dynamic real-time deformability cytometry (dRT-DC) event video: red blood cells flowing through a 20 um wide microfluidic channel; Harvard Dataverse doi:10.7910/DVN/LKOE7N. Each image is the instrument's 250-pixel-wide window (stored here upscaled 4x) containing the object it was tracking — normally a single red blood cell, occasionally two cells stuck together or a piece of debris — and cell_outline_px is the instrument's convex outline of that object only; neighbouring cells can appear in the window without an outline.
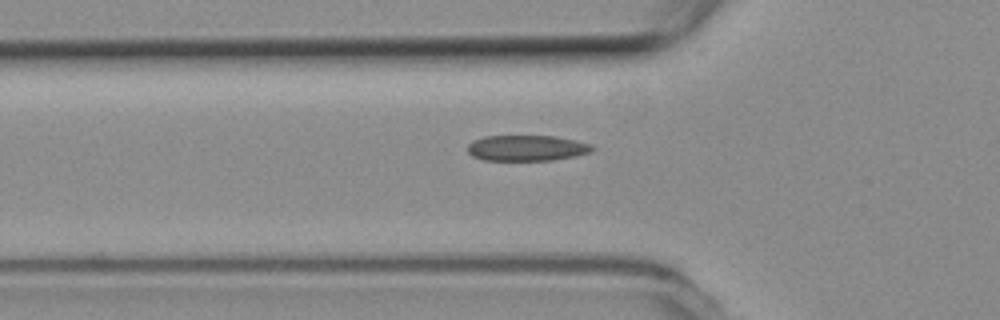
{"species": "common noctule bat (a hibernating species)", "species_latin": "Nyctalus noctula", "temperature_condition": "room temperature", "stored_images_in_passage": 40, "camera_frame_rate_fps": 3000, "um_per_image_px": 0.085, "animal": {"sex": "female", "body_mass_g": 19.3, "forearm_length_mm": 54.1}, "frame": {"image": 1, "passage_image": 6, "time_ms": 1.667, "image_size_px": [1000, 320], "cell_outline_px": [[596, 148], [588, 152], [576, 156], [552, 160], [484, 160], [472, 156], [468, 152], [468, 144], [472, 140], [484, 136], [556, 136], [576, 140], [592, 144]], "centroid_in_image_um": [44.78, 12.58], "position_along_channel_um": 81.0, "area_um2": 18.79}}
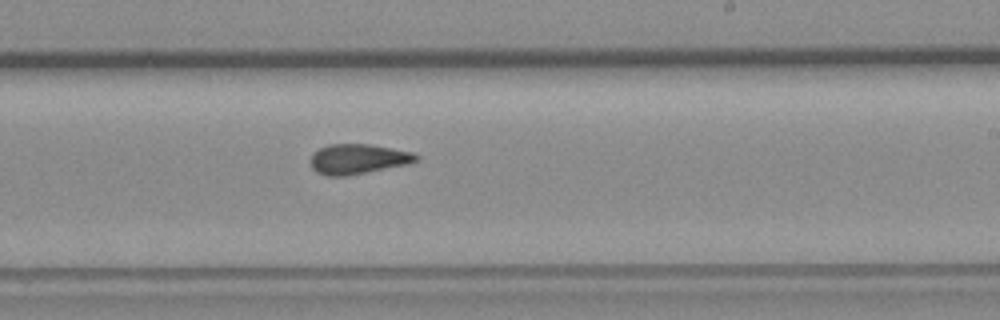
{"frame": {"image": 2, "passage_image": 20, "time_ms": 6.333, "image_size_px": [1000, 320], "cell_outline_px": [[420, 156], [416, 160], [408, 164], [344, 176], [328, 176], [316, 172], [312, 168], [308, 160], [312, 152], [328, 144], [368, 144], [392, 148], [412, 152]], "centroid_in_image_um": [30.36, 13.51], "position_along_channel_um": 258.6, "area_um2": 18.5}}
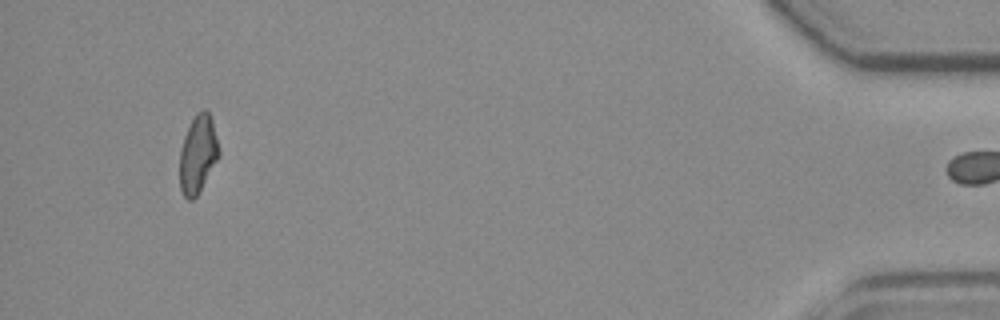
{"frame": {"image": 3, "passage_image": 39, "time_ms": 12.667, "image_size_px": [1000, 320], "cell_outline_px": [[220, 156], [196, 196], [192, 200], [188, 200], [184, 196], [180, 188], [180, 148], [184, 136], [196, 112], [204, 108], [208, 112], [212, 120], [220, 152]], "centroid_in_image_um": [16.82, 13.09], "position_along_channel_um": 418.4, "area_um2": 17.69}, "authors_computed_cell_mechanics": {"area_um2": 18.2937, "velocity_mm_per_s": 3.7922, "shape_relaxation_time_tau1_ms": null, "shape_relaxation_time_tau2_ms": 2.4834, "deformation_change_tau1": null, "deformation_change_tau2": 0.1008}}